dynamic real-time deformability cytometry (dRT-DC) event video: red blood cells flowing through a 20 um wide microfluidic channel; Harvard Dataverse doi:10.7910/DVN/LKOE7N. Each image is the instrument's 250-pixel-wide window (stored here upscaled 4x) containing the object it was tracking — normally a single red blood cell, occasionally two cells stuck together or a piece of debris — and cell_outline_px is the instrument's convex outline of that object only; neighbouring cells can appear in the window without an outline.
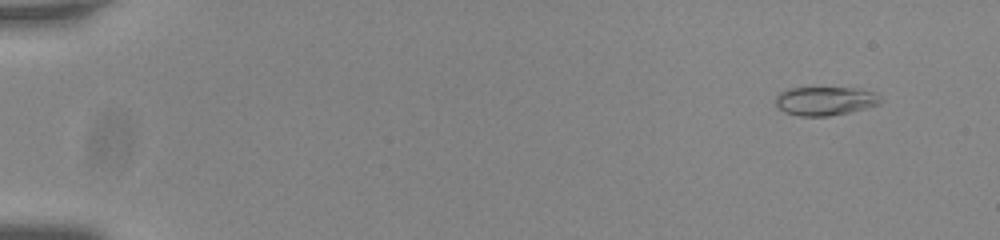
{"species": "common noctule bat (a hibernating species)", "species_latin": "Nyctalus noctula", "temperature_condition": "room temperature", "stored_images_in_passage": 53, "camera_frame_rate_fps": 3000, "um_per_image_px": 0.085, "animal": {"sex": "male", "body_mass_g": 20.0, "forearm_length_mm": 53.3}, "frame": {"image": 1, "passage_image": 2, "time_ms": 0.333, "image_size_px": [1000, 240], "cell_outline_px": [[880, 104], [848, 112], [828, 116], [800, 116], [784, 112], [776, 104], [776, 96], [780, 92], [788, 88], [856, 88], [876, 92], [880, 96]], "centroid_in_image_um": [70.13, 8.57], "position_along_channel_um": 14.9, "area_um2": 17.46}}
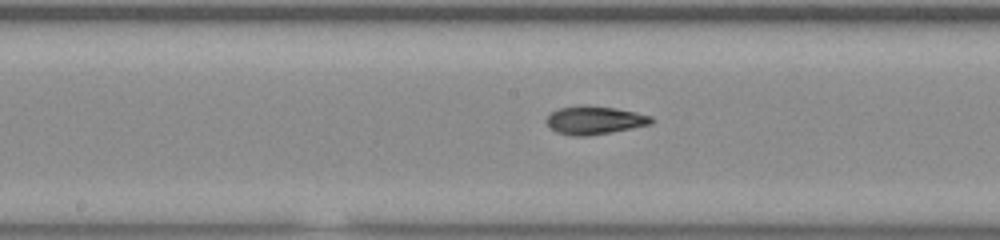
{"frame": {"image": 2, "passage_image": 28, "time_ms": 9.0, "image_size_px": [1000, 240], "cell_outline_px": [[656, 120], [652, 124], [588, 136], [572, 136], [556, 132], [548, 128], [544, 120], [552, 112], [560, 108], [580, 104], [584, 104], [616, 108], [636, 112], [652, 116]], "centroid_in_image_um": [50.51, 10.21], "position_along_channel_um": 197.7, "area_um2": 17.57}}
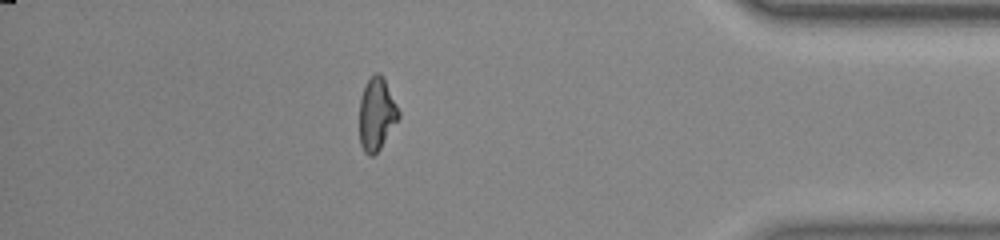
{"frame": {"image": 3, "passage_image": 47, "time_ms": 15.333, "image_size_px": [1000, 240], "cell_outline_px": [[400, 116], [380, 148], [372, 156], [368, 156], [364, 152], [360, 144], [360, 96], [368, 80], [376, 72], [380, 72], [384, 76], [400, 112]], "centroid_in_image_um": [32.02, 9.67], "position_along_channel_um": 403.2, "area_um2": 16.53}, "authors_computed_cell_mechanics": {"area_um2": 17.1088, "velocity_mm_per_s": 3.761, "shape_relaxation_time_tau1_ms": 6.0214, "shape_relaxation_time_tau2_ms": 1.9096, "deformation_change_tau1": 0.2008, "deformation_change_tau2": 0.055}}